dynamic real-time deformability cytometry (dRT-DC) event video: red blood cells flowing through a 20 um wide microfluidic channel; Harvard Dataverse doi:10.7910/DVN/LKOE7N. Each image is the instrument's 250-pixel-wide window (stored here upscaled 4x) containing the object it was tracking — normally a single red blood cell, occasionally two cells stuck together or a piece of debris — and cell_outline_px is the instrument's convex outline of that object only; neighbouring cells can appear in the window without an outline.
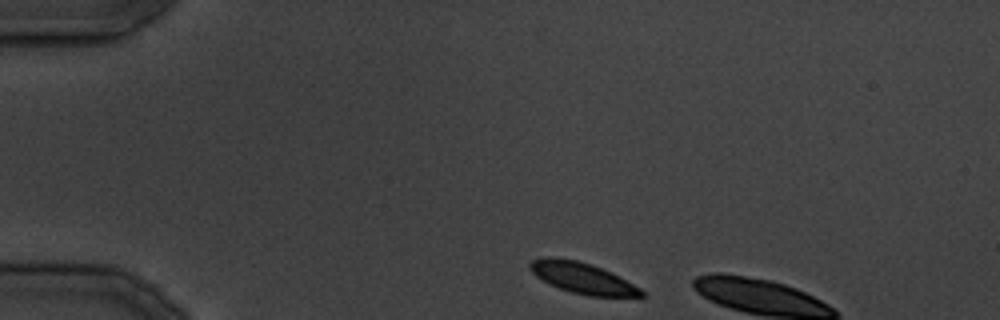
{"species": "common noctule bat (a hibernating species)", "species_latin": "Nyctalus noctula", "temperature_condition": "cold", "stored_images_in_passage": 3, "camera_frame_rate_fps": 3000, "um_per_image_px": 0.085, "animal": {"sex": "male", "body_mass_g": 19.5, "forearm_length_mm": 54.6}, "frame": {"image": 1, "passage_image": 1, "time_ms": 0.0, "image_size_px": [1000, 320], "cell_outline_px": [[644, 296], [640, 300], [588, 296], [572, 292], [560, 288], [536, 276], [528, 268], [528, 264], [532, 260], [544, 256], [552, 256], [576, 260], [592, 264], [612, 272], [640, 288], [644, 292]], "centroid_in_image_um": [49.62, 23.67], "position_along_channel_um": 35.4, "area_um2": 20.81}}